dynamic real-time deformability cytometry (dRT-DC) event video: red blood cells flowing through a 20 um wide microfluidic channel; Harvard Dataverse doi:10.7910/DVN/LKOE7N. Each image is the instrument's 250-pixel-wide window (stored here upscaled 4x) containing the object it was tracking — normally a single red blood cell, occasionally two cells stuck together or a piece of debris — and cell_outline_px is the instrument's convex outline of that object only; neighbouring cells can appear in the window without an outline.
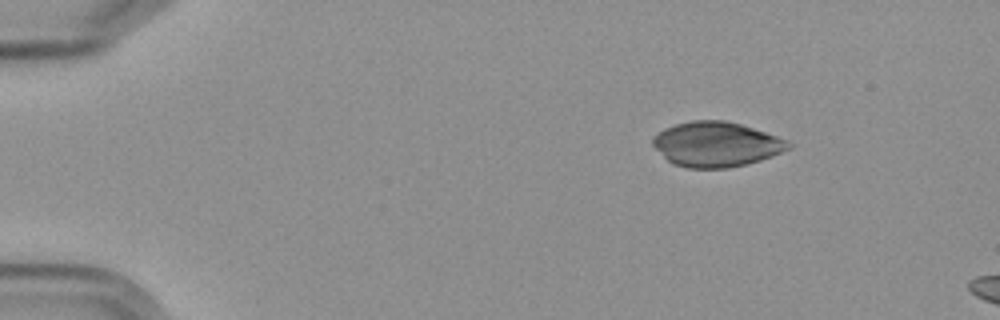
{"species": "Egyptian fruit bat (a non-hibernating species)", "species_latin": "Rousettus aegyptiacus", "temperature_condition": "cold", "stored_images_in_passage": 4, "camera_frame_rate_fps": 3000, "um_per_image_px": 0.085, "frame": {"image": 1, "passage_image": 1, "time_ms": 0.0, "image_size_px": [1000, 320], "cell_outline_px": [[792, 144], [788, 148], [772, 156], [760, 160], [728, 168], [688, 168], [672, 164], [652, 144], [652, 140], [664, 128], [676, 124], [692, 120], [724, 120], [740, 124], [788, 140]], "centroid_in_image_um": [60.87, 12.26], "position_along_channel_um": 24.1, "area_um2": 35.03}}